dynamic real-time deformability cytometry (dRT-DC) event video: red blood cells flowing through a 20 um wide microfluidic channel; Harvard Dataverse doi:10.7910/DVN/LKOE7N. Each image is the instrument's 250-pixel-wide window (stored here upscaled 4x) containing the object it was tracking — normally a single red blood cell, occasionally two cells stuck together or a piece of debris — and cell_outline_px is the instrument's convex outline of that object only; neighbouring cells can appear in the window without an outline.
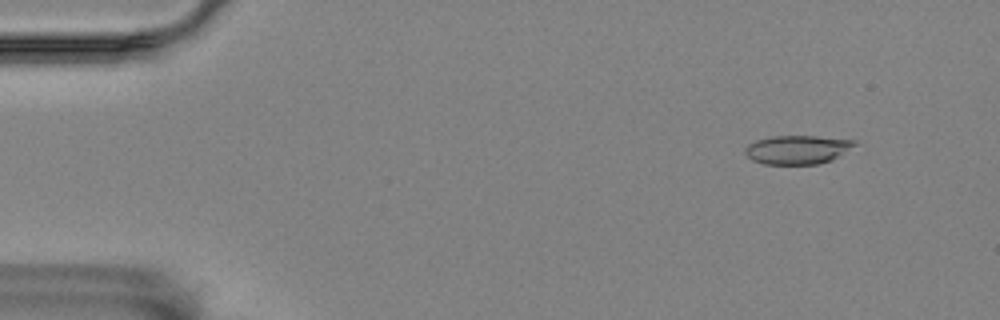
{"species": "Egyptian fruit bat (a non-hibernating species)", "species_latin": "Rousettus aegyptiacus", "temperature_condition": "room temperature", "stored_images_in_passage": 57, "camera_frame_rate_fps": 3000, "um_per_image_px": 0.085, "animal": {"sex": "female"}, "frame": {"image": 1, "passage_image": 6, "time_ms": 1.667, "image_size_px": [1000, 320], "cell_outline_px": [[856, 144], [832, 160], [816, 164], [764, 164], [752, 160], [744, 152], [744, 148], [748, 144], [756, 140], [772, 136], [816, 136], [856, 140]], "centroid_in_image_um": [67.75, 12.71], "position_along_channel_um": 17.3, "area_um2": 18.26}}
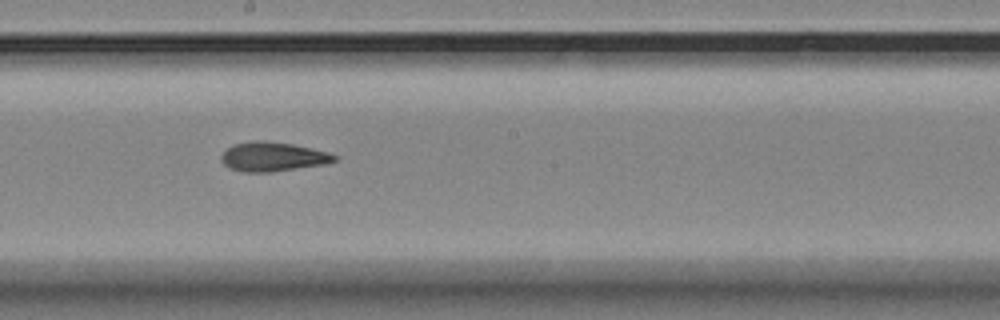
{"frame": {"image": 2, "passage_image": 32, "time_ms": 10.333, "image_size_px": [1000, 320], "cell_outline_px": [[336, 160], [324, 164], [268, 172], [240, 172], [228, 168], [220, 160], [220, 156], [232, 144], [260, 140], [292, 144], [328, 152], [336, 156]], "centroid_in_image_um": [23.12, 13.32], "position_along_channel_um": 225.1, "area_um2": 19.07}}
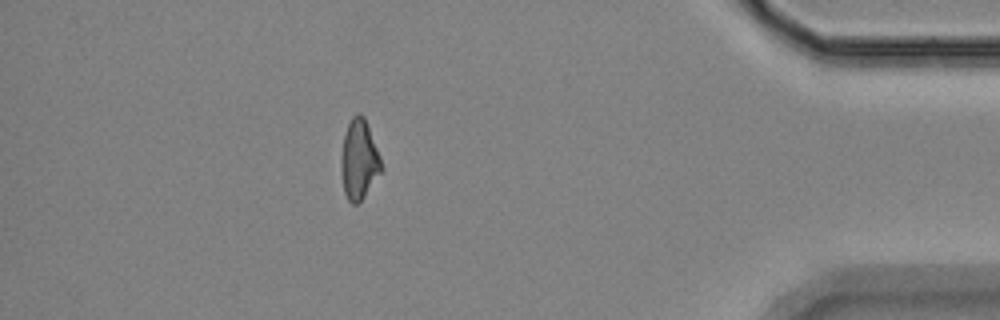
{"frame": {"image": 3, "passage_image": 51, "time_ms": 16.667, "image_size_px": [1000, 320], "cell_outline_px": [[384, 168], [360, 200], [356, 204], [352, 204], [348, 200], [344, 192], [340, 168], [340, 160], [344, 136], [348, 124], [352, 116], [356, 112], [360, 112], [364, 116], [380, 156]], "centroid_in_image_um": [30.51, 13.54], "position_along_channel_um": 404.7, "area_um2": 18.61}, "authors_computed_cell_mechanics": {"area_um2": 18.9006, "velocity_mm_per_s": 3.5098, "shape_relaxation_time_tau1_ms": 10.8513, "shape_relaxation_time_tau2_ms": 5.4149, "deformation_change_tau1": 0.2142, "deformation_change_tau2": 0.1397}}